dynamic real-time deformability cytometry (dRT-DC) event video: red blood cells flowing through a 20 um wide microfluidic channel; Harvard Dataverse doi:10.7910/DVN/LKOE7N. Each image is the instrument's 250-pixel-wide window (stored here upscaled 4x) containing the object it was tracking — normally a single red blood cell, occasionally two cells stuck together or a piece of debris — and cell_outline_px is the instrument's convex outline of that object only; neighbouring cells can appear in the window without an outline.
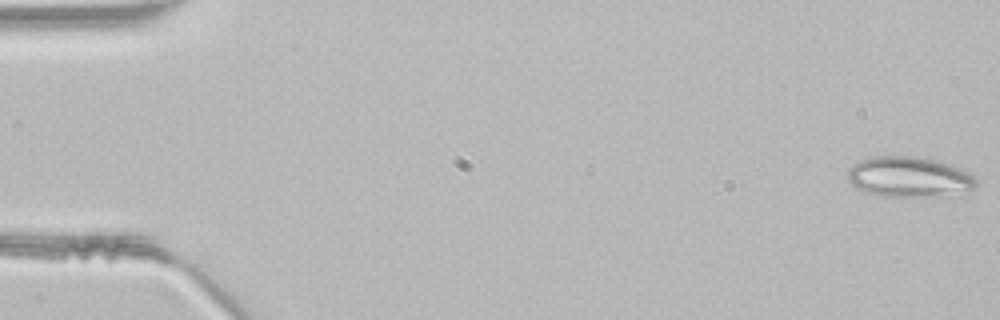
{"species": "common noctule bat (a hibernating species)", "species_latin": "Nyctalus noctula", "temperature_condition": "room temperature", "stored_images_in_passage": 47, "segment_of_instrument_passage": [1, 2], "camera_frame_rate_fps": 3000, "um_per_image_px": 0.085, "animal": {"sex": "male", "body_mass_g": 21.5, "forearm_length_mm": 52.0}, "frame": {"image": 1, "passage_image": 1, "time_ms": 0.0, "image_size_px": [1000, 320], "cell_outline_px": [[976, 184], [968, 196], [884, 196], [868, 192], [856, 188], [848, 180], [848, 168], [860, 160], [868, 156], [916, 156], [940, 160], [952, 164], [976, 176]], "centroid_in_image_um": [77.38, 15.04], "position_along_channel_um": 7.6, "area_um2": 31.1}}
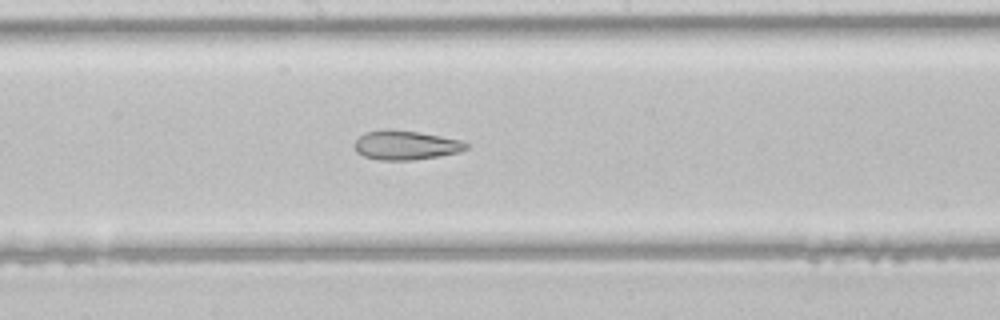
{"frame": {"image": 2, "passage_image": 25, "time_ms": 8.0, "image_size_px": [1000, 320], "cell_outline_px": [[468, 148], [460, 152], [412, 160], [380, 160], [364, 156], [356, 152], [356, 140], [364, 132], [416, 132], [440, 136], [460, 140], [468, 144]], "centroid_in_image_um": [34.53, 12.38], "position_along_channel_um": 213.7, "area_um2": 18.09}}
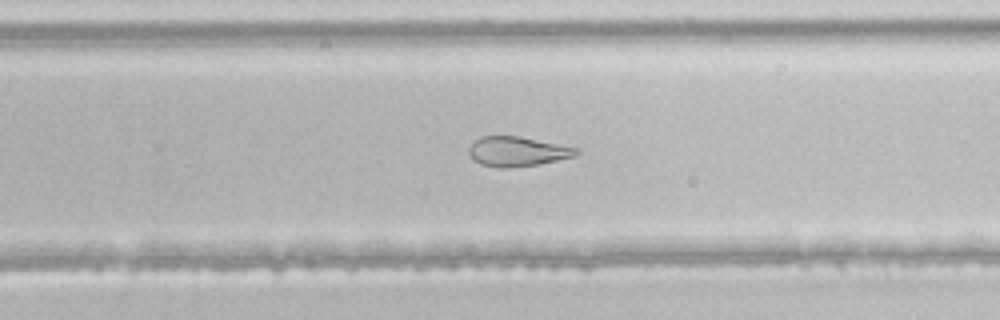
{"frame": {"image": 3, "passage_image": 30, "time_ms": 9.667, "image_size_px": [1000, 320], "cell_outline_px": [[580, 152], [576, 156], [536, 164], [508, 168], [496, 168], [480, 164], [472, 160], [468, 152], [468, 148], [480, 136], [520, 136], [580, 148]], "centroid_in_image_um": [43.96, 12.87], "position_along_channel_um": 285.8, "area_um2": 18.73}}